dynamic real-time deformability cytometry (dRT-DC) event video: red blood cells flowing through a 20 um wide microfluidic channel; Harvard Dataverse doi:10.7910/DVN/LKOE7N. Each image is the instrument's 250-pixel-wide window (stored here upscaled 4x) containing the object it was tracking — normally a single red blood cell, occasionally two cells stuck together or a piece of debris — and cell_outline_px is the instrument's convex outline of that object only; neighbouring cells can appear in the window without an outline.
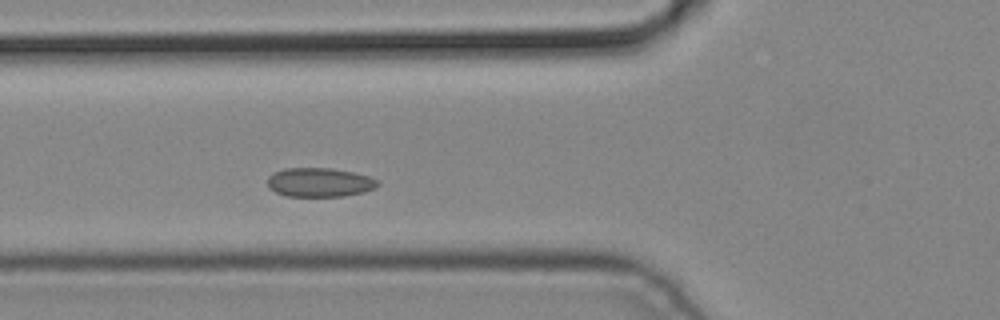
{"species": "common noctule bat (a hibernating species)", "species_latin": "Nyctalus noctula", "temperature_condition": "cold", "stored_images_in_passage": 2, "camera_frame_rate_fps": 3000, "um_per_image_px": 0.085, "animal": {"sex": "male", "body_mass_g": 19.2, "forearm_length_mm": 51.8}, "frame": {"image": 1, "passage_image": 2, "time_ms": 0.333, "image_size_px": [1000, 320], "cell_outline_px": [[380, 184], [376, 188], [364, 192], [344, 196], [288, 196], [276, 192], [268, 188], [268, 176], [272, 172], [284, 168], [328, 168], [352, 172], [368, 176], [376, 180]], "centroid_in_image_um": [27.14, 15.5], "position_along_channel_um": 98.7, "area_um2": 18.67}}